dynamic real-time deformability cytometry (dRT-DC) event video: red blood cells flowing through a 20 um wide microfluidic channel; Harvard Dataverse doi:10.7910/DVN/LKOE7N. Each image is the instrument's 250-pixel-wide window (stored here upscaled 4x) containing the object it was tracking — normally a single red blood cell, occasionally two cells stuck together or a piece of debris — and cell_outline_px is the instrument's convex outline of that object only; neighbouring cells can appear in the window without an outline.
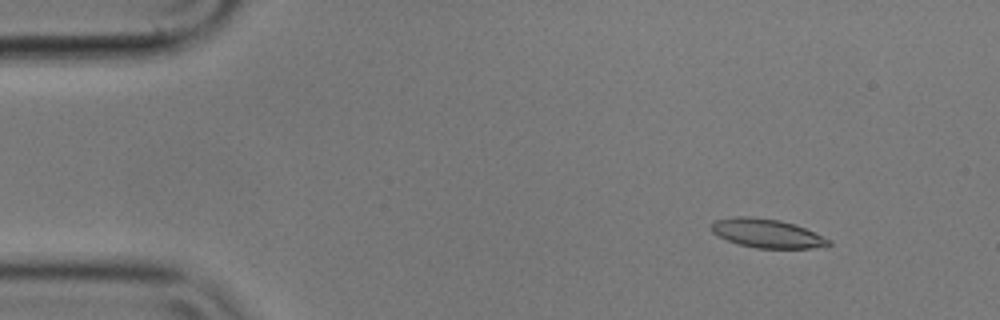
{"species": "common noctule bat (a hibernating species)", "species_latin": "Nyctalus noctula", "temperature_condition": "cold", "stored_images_in_passage": 57, "camera_frame_rate_fps": 3000, "um_per_image_px": 0.085, "animal": {"sex": "male", "body_mass_g": 17.9}, "frame": {"image": 1, "passage_image": 7, "time_ms": 2.0, "image_size_px": [1000, 320], "cell_outline_px": [[832, 244], [812, 248], [756, 248], [736, 244], [712, 232], [712, 220], [732, 216], [752, 216], [780, 220], [796, 224], [832, 240]], "centroid_in_image_um": [65.18, 19.82], "position_along_channel_um": 19.8, "area_um2": 19.88}}
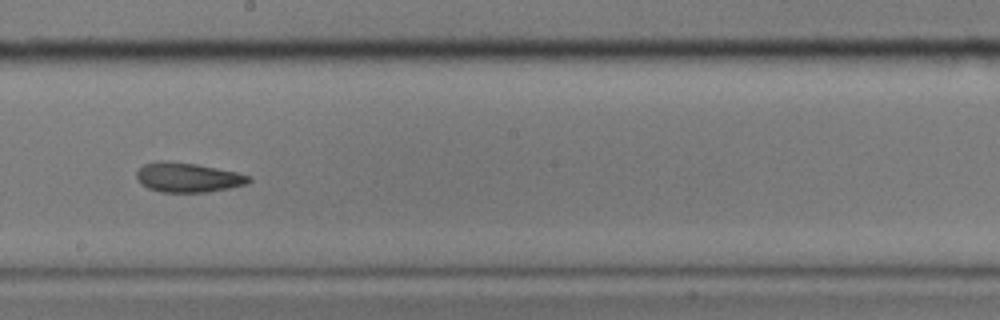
{"frame": {"image": 2, "passage_image": 32, "time_ms": 10.333, "image_size_px": [1000, 320], "cell_outline_px": [[252, 180], [248, 184], [208, 192], [160, 192], [148, 188], [140, 184], [136, 180], [136, 172], [144, 164], [156, 160], [168, 160], [196, 164], [236, 172], [252, 176]], "centroid_in_image_um": [15.94, 15.08], "position_along_channel_um": 232.3, "area_um2": 19.59}}
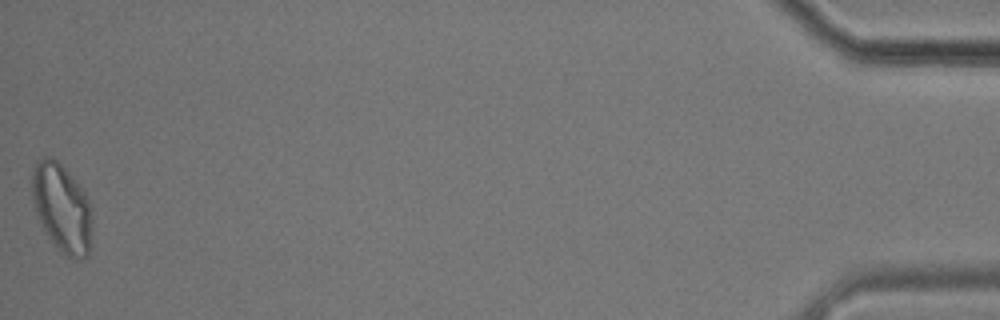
{"frame": {"image": 3, "passage_image": 57, "time_ms": 18.667, "image_size_px": [1000, 320], "cell_outline_px": [[92, 232], [88, 256], [76, 260], [68, 256], [48, 236], [40, 224], [32, 200], [32, 176], [36, 160], [44, 156], [52, 156], [64, 168], [84, 192], [92, 208]], "centroid_in_image_um": [5.27, 17.66], "position_along_channel_um": 429.9, "area_um2": 30.81}, "authors_computed_cell_mechanics": {"area_um2": 19.941, "velocity_mm_per_s": 3.5224, "shape_relaxation_time_tau1_ms": null, "shape_relaxation_time_tau2_ms": 3.6615, "deformation_change_tau1": null, "deformation_change_tau2": 0.1084}}